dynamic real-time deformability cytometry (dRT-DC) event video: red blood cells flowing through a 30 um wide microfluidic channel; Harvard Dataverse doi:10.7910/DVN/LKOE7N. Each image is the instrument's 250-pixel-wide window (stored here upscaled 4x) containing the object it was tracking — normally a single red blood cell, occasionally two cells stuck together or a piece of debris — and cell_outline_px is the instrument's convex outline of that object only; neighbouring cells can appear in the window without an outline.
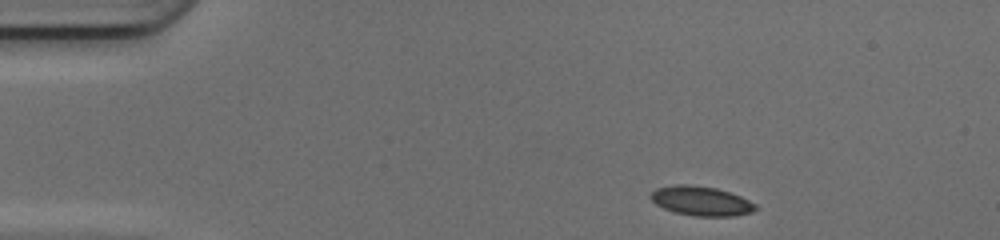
{"species": "common noctule bat (a hibernating species)", "species_latin": "Nyctalus noctula", "temperature_condition": "cold", "stored_images_in_passage": 38, "camera_frame_rate_fps": 3000, "um_per_image_px": 0.085, "animal": {"sex": "female", "body_mass_g": 17.0, "forearm_length_mm": 48.0}, "frame": {"image": 1, "passage_image": 1, "time_ms": 0.0, "image_size_px": [1000, 240], "cell_outline_px": [[760, 208], [752, 212], [736, 216], [692, 216], [676, 212], [664, 208], [656, 204], [648, 196], [656, 188], [676, 184], [692, 184], [716, 188], [740, 196], [756, 204]], "centroid_in_image_um": [59.61, 17.08], "position_along_channel_um": 25.4, "area_um2": 18.09}}
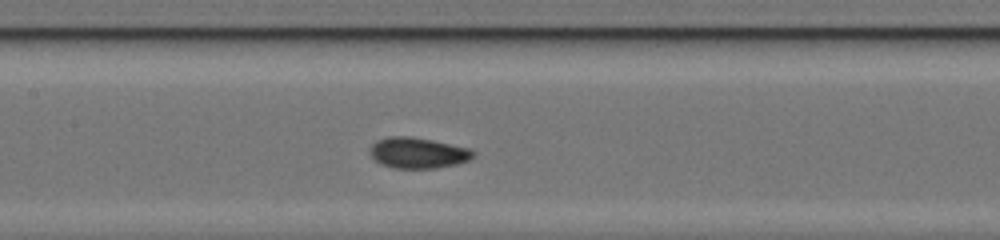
{"frame": {"image": 2, "passage_image": 17, "time_ms": 5.333, "image_size_px": [1000, 240], "cell_outline_px": [[476, 156], [468, 160], [456, 164], [436, 168], [392, 168], [380, 164], [368, 152], [368, 148], [376, 140], [388, 136], [412, 136], [432, 140], [468, 148], [476, 152]], "centroid_in_image_um": [35.49, 12.99], "position_along_channel_um": 171.9, "area_um2": 18.73}}
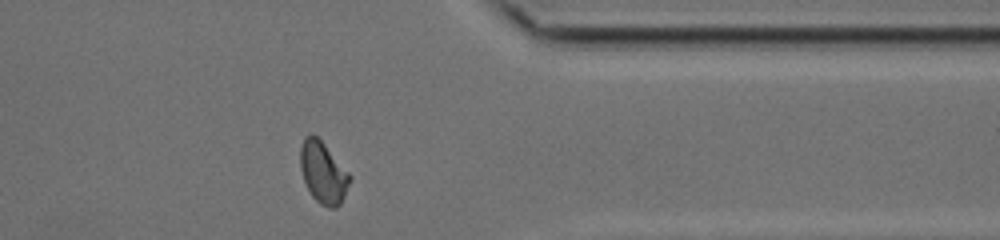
{"frame": {"image": 3, "passage_image": 33, "time_ms": 10.667, "image_size_px": [1000, 240], "cell_outline_px": [[352, 176], [344, 196], [340, 204], [336, 208], [328, 208], [320, 204], [312, 196], [304, 180], [300, 168], [300, 144], [304, 136], [312, 132], [324, 144]], "centroid_in_image_um": [27.45, 14.65], "position_along_channel_um": 384.0, "area_um2": 17.74}, "authors_computed_cell_mechanics": {"area_um2": 17.8891, "velocity_mm_per_s": 4.205, "shape_relaxation_time_tau1_ms": null, "shape_relaxation_time_tau2_ms": 1.0619, "deformation_change_tau1": null, "deformation_change_tau2": 0.0581}}